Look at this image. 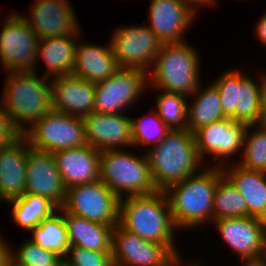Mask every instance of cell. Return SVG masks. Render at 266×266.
<instances>
[{
    "mask_svg": "<svg viewBox=\"0 0 266 266\" xmlns=\"http://www.w3.org/2000/svg\"><path fill=\"white\" fill-rule=\"evenodd\" d=\"M118 224L143 240L168 246L178 257H182L174 241V232L178 229L173 223L164 191L121 198Z\"/></svg>",
    "mask_w": 266,
    "mask_h": 266,
    "instance_id": "6da1fadb",
    "label": "cell"
},
{
    "mask_svg": "<svg viewBox=\"0 0 266 266\" xmlns=\"http://www.w3.org/2000/svg\"><path fill=\"white\" fill-rule=\"evenodd\" d=\"M202 170L164 191L173 223L178 230L196 229L207 221L213 222L215 187L224 174L220 167L209 166Z\"/></svg>",
    "mask_w": 266,
    "mask_h": 266,
    "instance_id": "7a4b0ae2",
    "label": "cell"
},
{
    "mask_svg": "<svg viewBox=\"0 0 266 266\" xmlns=\"http://www.w3.org/2000/svg\"><path fill=\"white\" fill-rule=\"evenodd\" d=\"M146 151L153 184L159 191L198 173L202 163L205 165L199 157L194 133L188 129L170 130Z\"/></svg>",
    "mask_w": 266,
    "mask_h": 266,
    "instance_id": "3957f363",
    "label": "cell"
},
{
    "mask_svg": "<svg viewBox=\"0 0 266 266\" xmlns=\"http://www.w3.org/2000/svg\"><path fill=\"white\" fill-rule=\"evenodd\" d=\"M35 72L8 73L1 94L0 102L21 135L53 110L51 80Z\"/></svg>",
    "mask_w": 266,
    "mask_h": 266,
    "instance_id": "277c9868",
    "label": "cell"
},
{
    "mask_svg": "<svg viewBox=\"0 0 266 266\" xmlns=\"http://www.w3.org/2000/svg\"><path fill=\"white\" fill-rule=\"evenodd\" d=\"M199 59L186 41L162 44L147 73L148 87L191 97L201 83Z\"/></svg>",
    "mask_w": 266,
    "mask_h": 266,
    "instance_id": "5b68a950",
    "label": "cell"
},
{
    "mask_svg": "<svg viewBox=\"0 0 266 266\" xmlns=\"http://www.w3.org/2000/svg\"><path fill=\"white\" fill-rule=\"evenodd\" d=\"M99 179L119 199L157 191L146 154L136 156L124 149L100 152Z\"/></svg>",
    "mask_w": 266,
    "mask_h": 266,
    "instance_id": "8992f818",
    "label": "cell"
},
{
    "mask_svg": "<svg viewBox=\"0 0 266 266\" xmlns=\"http://www.w3.org/2000/svg\"><path fill=\"white\" fill-rule=\"evenodd\" d=\"M261 76L260 81H254L250 75L231 68L213 81L220 93L223 114L227 118L247 126L259 125L266 88V74Z\"/></svg>",
    "mask_w": 266,
    "mask_h": 266,
    "instance_id": "52a82bcc",
    "label": "cell"
},
{
    "mask_svg": "<svg viewBox=\"0 0 266 266\" xmlns=\"http://www.w3.org/2000/svg\"><path fill=\"white\" fill-rule=\"evenodd\" d=\"M30 146L54 153L88 145L83 117L50 111L23 134Z\"/></svg>",
    "mask_w": 266,
    "mask_h": 266,
    "instance_id": "ba28073f",
    "label": "cell"
},
{
    "mask_svg": "<svg viewBox=\"0 0 266 266\" xmlns=\"http://www.w3.org/2000/svg\"><path fill=\"white\" fill-rule=\"evenodd\" d=\"M3 23L0 32V64L3 71L12 73L37 70L38 36L18 13L9 14Z\"/></svg>",
    "mask_w": 266,
    "mask_h": 266,
    "instance_id": "9c48e42d",
    "label": "cell"
},
{
    "mask_svg": "<svg viewBox=\"0 0 266 266\" xmlns=\"http://www.w3.org/2000/svg\"><path fill=\"white\" fill-rule=\"evenodd\" d=\"M119 202L120 199L99 179L67 188L61 208L89 221L115 226L119 220Z\"/></svg>",
    "mask_w": 266,
    "mask_h": 266,
    "instance_id": "30bf717a",
    "label": "cell"
},
{
    "mask_svg": "<svg viewBox=\"0 0 266 266\" xmlns=\"http://www.w3.org/2000/svg\"><path fill=\"white\" fill-rule=\"evenodd\" d=\"M110 37L120 68L139 69L146 73L150 71L162 45L145 24L119 26Z\"/></svg>",
    "mask_w": 266,
    "mask_h": 266,
    "instance_id": "8fae6325",
    "label": "cell"
},
{
    "mask_svg": "<svg viewBox=\"0 0 266 266\" xmlns=\"http://www.w3.org/2000/svg\"><path fill=\"white\" fill-rule=\"evenodd\" d=\"M147 87L148 79L145 71L121 68L110 78L95 83L94 112L122 113L139 100Z\"/></svg>",
    "mask_w": 266,
    "mask_h": 266,
    "instance_id": "7c38bea8",
    "label": "cell"
},
{
    "mask_svg": "<svg viewBox=\"0 0 266 266\" xmlns=\"http://www.w3.org/2000/svg\"><path fill=\"white\" fill-rule=\"evenodd\" d=\"M240 262L263 261L266 254V221L255 217H226L212 222Z\"/></svg>",
    "mask_w": 266,
    "mask_h": 266,
    "instance_id": "4fadbf2b",
    "label": "cell"
},
{
    "mask_svg": "<svg viewBox=\"0 0 266 266\" xmlns=\"http://www.w3.org/2000/svg\"><path fill=\"white\" fill-rule=\"evenodd\" d=\"M247 127L231 118H223L197 129L194 137L200 159L204 161L207 155L213 156L216 162L213 167L229 164L232 156L243 149Z\"/></svg>",
    "mask_w": 266,
    "mask_h": 266,
    "instance_id": "5bb4252c",
    "label": "cell"
},
{
    "mask_svg": "<svg viewBox=\"0 0 266 266\" xmlns=\"http://www.w3.org/2000/svg\"><path fill=\"white\" fill-rule=\"evenodd\" d=\"M114 266H170L179 257L166 245L143 240L119 224L113 229Z\"/></svg>",
    "mask_w": 266,
    "mask_h": 266,
    "instance_id": "9a60e30c",
    "label": "cell"
},
{
    "mask_svg": "<svg viewBox=\"0 0 266 266\" xmlns=\"http://www.w3.org/2000/svg\"><path fill=\"white\" fill-rule=\"evenodd\" d=\"M71 6L69 0H36L30 8V17L20 15L39 40H43L80 33L78 19Z\"/></svg>",
    "mask_w": 266,
    "mask_h": 266,
    "instance_id": "2e32d148",
    "label": "cell"
},
{
    "mask_svg": "<svg viewBox=\"0 0 266 266\" xmlns=\"http://www.w3.org/2000/svg\"><path fill=\"white\" fill-rule=\"evenodd\" d=\"M25 194L43 196L61 208L66 198L60 172L53 153L32 147L28 150L26 163Z\"/></svg>",
    "mask_w": 266,
    "mask_h": 266,
    "instance_id": "e0dca14e",
    "label": "cell"
},
{
    "mask_svg": "<svg viewBox=\"0 0 266 266\" xmlns=\"http://www.w3.org/2000/svg\"><path fill=\"white\" fill-rule=\"evenodd\" d=\"M125 115L93 112L84 116L88 145L99 152L133 147L132 121Z\"/></svg>",
    "mask_w": 266,
    "mask_h": 266,
    "instance_id": "ac0fdd59",
    "label": "cell"
},
{
    "mask_svg": "<svg viewBox=\"0 0 266 266\" xmlns=\"http://www.w3.org/2000/svg\"><path fill=\"white\" fill-rule=\"evenodd\" d=\"M149 29L162 44L184 42L195 14L179 0H151L148 10Z\"/></svg>",
    "mask_w": 266,
    "mask_h": 266,
    "instance_id": "d6986e66",
    "label": "cell"
},
{
    "mask_svg": "<svg viewBox=\"0 0 266 266\" xmlns=\"http://www.w3.org/2000/svg\"><path fill=\"white\" fill-rule=\"evenodd\" d=\"M30 147L24 135L8 145L0 146V201L8 202L25 194Z\"/></svg>",
    "mask_w": 266,
    "mask_h": 266,
    "instance_id": "ffe728a7",
    "label": "cell"
},
{
    "mask_svg": "<svg viewBox=\"0 0 266 266\" xmlns=\"http://www.w3.org/2000/svg\"><path fill=\"white\" fill-rule=\"evenodd\" d=\"M54 111L84 117L94 112L95 83L74 75L51 78Z\"/></svg>",
    "mask_w": 266,
    "mask_h": 266,
    "instance_id": "44dd1931",
    "label": "cell"
},
{
    "mask_svg": "<svg viewBox=\"0 0 266 266\" xmlns=\"http://www.w3.org/2000/svg\"><path fill=\"white\" fill-rule=\"evenodd\" d=\"M64 187L92 183L100 177V152L90 145L53 153Z\"/></svg>",
    "mask_w": 266,
    "mask_h": 266,
    "instance_id": "7402d4cb",
    "label": "cell"
},
{
    "mask_svg": "<svg viewBox=\"0 0 266 266\" xmlns=\"http://www.w3.org/2000/svg\"><path fill=\"white\" fill-rule=\"evenodd\" d=\"M78 40L75 65L72 75L97 83L110 78L121 68L113 52L111 43L107 45L88 44Z\"/></svg>",
    "mask_w": 266,
    "mask_h": 266,
    "instance_id": "603a6c76",
    "label": "cell"
},
{
    "mask_svg": "<svg viewBox=\"0 0 266 266\" xmlns=\"http://www.w3.org/2000/svg\"><path fill=\"white\" fill-rule=\"evenodd\" d=\"M222 167L247 205V217L266 221V172L243 168L236 162ZM234 164V165H233Z\"/></svg>",
    "mask_w": 266,
    "mask_h": 266,
    "instance_id": "cb8c5ba5",
    "label": "cell"
},
{
    "mask_svg": "<svg viewBox=\"0 0 266 266\" xmlns=\"http://www.w3.org/2000/svg\"><path fill=\"white\" fill-rule=\"evenodd\" d=\"M79 36L80 33H71L39 41L36 62L44 61L47 70L43 76L51 79L72 75Z\"/></svg>",
    "mask_w": 266,
    "mask_h": 266,
    "instance_id": "d4e9b609",
    "label": "cell"
},
{
    "mask_svg": "<svg viewBox=\"0 0 266 266\" xmlns=\"http://www.w3.org/2000/svg\"><path fill=\"white\" fill-rule=\"evenodd\" d=\"M64 222L70 246L86 248L91 251L112 252L115 226L89 221L65 211Z\"/></svg>",
    "mask_w": 266,
    "mask_h": 266,
    "instance_id": "484cf974",
    "label": "cell"
},
{
    "mask_svg": "<svg viewBox=\"0 0 266 266\" xmlns=\"http://www.w3.org/2000/svg\"><path fill=\"white\" fill-rule=\"evenodd\" d=\"M201 86L191 95L192 103H188L187 124L192 133L202 126L227 118L222 111L220 93L213 82L204 90Z\"/></svg>",
    "mask_w": 266,
    "mask_h": 266,
    "instance_id": "4316f807",
    "label": "cell"
},
{
    "mask_svg": "<svg viewBox=\"0 0 266 266\" xmlns=\"http://www.w3.org/2000/svg\"><path fill=\"white\" fill-rule=\"evenodd\" d=\"M57 212L61 214L59 215ZM30 231L33 233L30 238L33 243L56 253L62 259L67 256L70 242L62 208H58L50 217L43 219Z\"/></svg>",
    "mask_w": 266,
    "mask_h": 266,
    "instance_id": "83f0119b",
    "label": "cell"
},
{
    "mask_svg": "<svg viewBox=\"0 0 266 266\" xmlns=\"http://www.w3.org/2000/svg\"><path fill=\"white\" fill-rule=\"evenodd\" d=\"M6 203L12 207L11 213L15 224L29 232L58 210L48 198L31 194H24Z\"/></svg>",
    "mask_w": 266,
    "mask_h": 266,
    "instance_id": "f1b7e54d",
    "label": "cell"
},
{
    "mask_svg": "<svg viewBox=\"0 0 266 266\" xmlns=\"http://www.w3.org/2000/svg\"><path fill=\"white\" fill-rule=\"evenodd\" d=\"M226 217H247V205L233 183L223 175L213 199V221Z\"/></svg>",
    "mask_w": 266,
    "mask_h": 266,
    "instance_id": "f546056e",
    "label": "cell"
},
{
    "mask_svg": "<svg viewBox=\"0 0 266 266\" xmlns=\"http://www.w3.org/2000/svg\"><path fill=\"white\" fill-rule=\"evenodd\" d=\"M155 111L171 130L188 129V98L179 93L162 91L155 97Z\"/></svg>",
    "mask_w": 266,
    "mask_h": 266,
    "instance_id": "4dcf8cb0",
    "label": "cell"
},
{
    "mask_svg": "<svg viewBox=\"0 0 266 266\" xmlns=\"http://www.w3.org/2000/svg\"><path fill=\"white\" fill-rule=\"evenodd\" d=\"M241 153V159L235 161L237 164L246 169L266 172V127H247Z\"/></svg>",
    "mask_w": 266,
    "mask_h": 266,
    "instance_id": "1f68e13d",
    "label": "cell"
},
{
    "mask_svg": "<svg viewBox=\"0 0 266 266\" xmlns=\"http://www.w3.org/2000/svg\"><path fill=\"white\" fill-rule=\"evenodd\" d=\"M132 142L134 148H150L157 145L169 132L170 128L159 118L156 111L144 116L132 118Z\"/></svg>",
    "mask_w": 266,
    "mask_h": 266,
    "instance_id": "d6a6232c",
    "label": "cell"
},
{
    "mask_svg": "<svg viewBox=\"0 0 266 266\" xmlns=\"http://www.w3.org/2000/svg\"><path fill=\"white\" fill-rule=\"evenodd\" d=\"M11 258L23 266H56L62 260L56 253L41 248L30 239L17 250L11 248Z\"/></svg>",
    "mask_w": 266,
    "mask_h": 266,
    "instance_id": "836d02e7",
    "label": "cell"
},
{
    "mask_svg": "<svg viewBox=\"0 0 266 266\" xmlns=\"http://www.w3.org/2000/svg\"><path fill=\"white\" fill-rule=\"evenodd\" d=\"M71 266H114L112 252L70 246L64 258Z\"/></svg>",
    "mask_w": 266,
    "mask_h": 266,
    "instance_id": "e575fe53",
    "label": "cell"
},
{
    "mask_svg": "<svg viewBox=\"0 0 266 266\" xmlns=\"http://www.w3.org/2000/svg\"><path fill=\"white\" fill-rule=\"evenodd\" d=\"M0 105V146H3L15 141L21 136V133L14 127L1 102Z\"/></svg>",
    "mask_w": 266,
    "mask_h": 266,
    "instance_id": "d590c367",
    "label": "cell"
},
{
    "mask_svg": "<svg viewBox=\"0 0 266 266\" xmlns=\"http://www.w3.org/2000/svg\"><path fill=\"white\" fill-rule=\"evenodd\" d=\"M186 5L195 15H197V7L199 6H218L216 0H179ZM216 4V5H215Z\"/></svg>",
    "mask_w": 266,
    "mask_h": 266,
    "instance_id": "8d00e7d4",
    "label": "cell"
},
{
    "mask_svg": "<svg viewBox=\"0 0 266 266\" xmlns=\"http://www.w3.org/2000/svg\"><path fill=\"white\" fill-rule=\"evenodd\" d=\"M256 28L255 29V36L259 39V42L261 44H264L266 46V11L264 14L259 18Z\"/></svg>",
    "mask_w": 266,
    "mask_h": 266,
    "instance_id": "74e56055",
    "label": "cell"
},
{
    "mask_svg": "<svg viewBox=\"0 0 266 266\" xmlns=\"http://www.w3.org/2000/svg\"><path fill=\"white\" fill-rule=\"evenodd\" d=\"M2 237L0 235V266H6L11 258V249L10 245Z\"/></svg>",
    "mask_w": 266,
    "mask_h": 266,
    "instance_id": "f35d334b",
    "label": "cell"
},
{
    "mask_svg": "<svg viewBox=\"0 0 266 266\" xmlns=\"http://www.w3.org/2000/svg\"><path fill=\"white\" fill-rule=\"evenodd\" d=\"M259 125L266 127V88L263 93V99H262V115Z\"/></svg>",
    "mask_w": 266,
    "mask_h": 266,
    "instance_id": "ab89813d",
    "label": "cell"
},
{
    "mask_svg": "<svg viewBox=\"0 0 266 266\" xmlns=\"http://www.w3.org/2000/svg\"><path fill=\"white\" fill-rule=\"evenodd\" d=\"M185 262L186 261H183V258L182 257H179L175 262H173L170 266H201L200 265V263H199V261L197 262V260L196 261H194V262H192L191 261V263L189 262V263H186L185 264ZM197 262V263H196ZM185 264V265H184ZM188 264V265H187Z\"/></svg>",
    "mask_w": 266,
    "mask_h": 266,
    "instance_id": "60d3db41",
    "label": "cell"
},
{
    "mask_svg": "<svg viewBox=\"0 0 266 266\" xmlns=\"http://www.w3.org/2000/svg\"><path fill=\"white\" fill-rule=\"evenodd\" d=\"M242 266H266L264 261L255 262V263H241Z\"/></svg>",
    "mask_w": 266,
    "mask_h": 266,
    "instance_id": "b9f144b4",
    "label": "cell"
},
{
    "mask_svg": "<svg viewBox=\"0 0 266 266\" xmlns=\"http://www.w3.org/2000/svg\"><path fill=\"white\" fill-rule=\"evenodd\" d=\"M6 266H23V265H20L19 263L14 261L12 258H10Z\"/></svg>",
    "mask_w": 266,
    "mask_h": 266,
    "instance_id": "7bdbcfd3",
    "label": "cell"
},
{
    "mask_svg": "<svg viewBox=\"0 0 266 266\" xmlns=\"http://www.w3.org/2000/svg\"><path fill=\"white\" fill-rule=\"evenodd\" d=\"M56 266H71L66 260L62 259Z\"/></svg>",
    "mask_w": 266,
    "mask_h": 266,
    "instance_id": "ee69618b",
    "label": "cell"
}]
</instances>
